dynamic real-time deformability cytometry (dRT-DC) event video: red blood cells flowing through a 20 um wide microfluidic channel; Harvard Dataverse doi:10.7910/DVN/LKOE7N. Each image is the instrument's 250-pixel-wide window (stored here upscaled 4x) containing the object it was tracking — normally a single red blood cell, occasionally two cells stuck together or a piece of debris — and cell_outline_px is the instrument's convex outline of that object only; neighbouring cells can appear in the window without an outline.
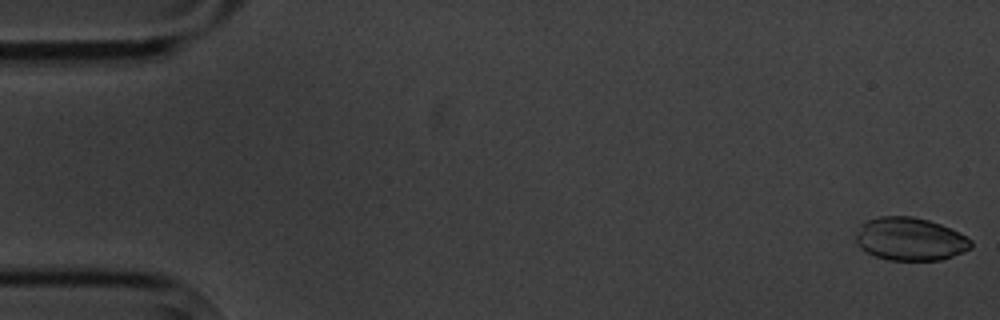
{"species": "common noctule bat (a hibernating species)", "species_latin": "Nyctalus noctula", "temperature_condition": "cold", "stored_images_in_passage": 15, "camera_frame_rate_fps": 3000, "um_per_image_px": 0.085, "animal": {"sex": "male", "body_mass_g": 20.1, "forearm_length_mm": 53.5}, "frame": {"image": 1, "passage_image": 1, "time_ms": 0.0, "image_size_px": [1000, 320], "cell_outline_px": [[972, 248], [952, 256], [940, 260], [888, 260], [876, 256], [860, 248], [856, 244], [856, 232], [868, 220], [880, 216], [912, 216], [928, 220], [940, 224], [972, 240]], "centroid_in_image_um": [77.35, 20.32], "position_along_channel_um": 7.7, "area_um2": 28.55}}
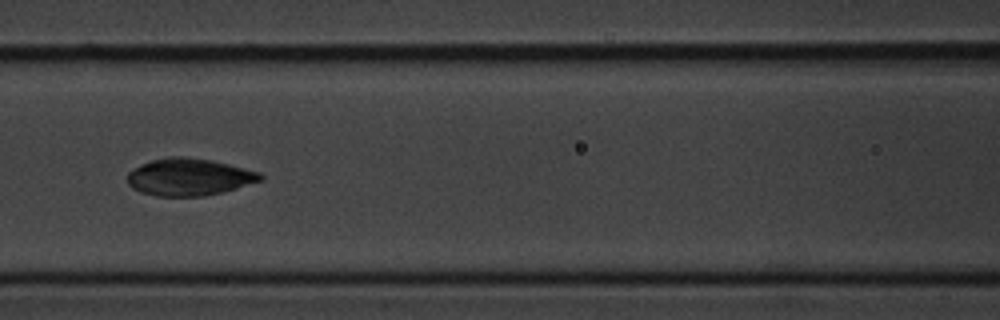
{"frame": {"image": 2, "passage_image": 7, "time_ms": 8.0, "image_size_px": [1000, 320], "cell_outline_px": [[264, 180], [236, 188], [204, 196], [156, 196], [140, 192], [132, 188], [128, 184], [128, 172], [152, 160], [168, 156], [184, 156], [212, 160], [260, 172], [264, 176]], "centroid_in_image_um": [16.09, 15.04], "position_along_channel_um": 150.5, "area_um2": 28.73}}
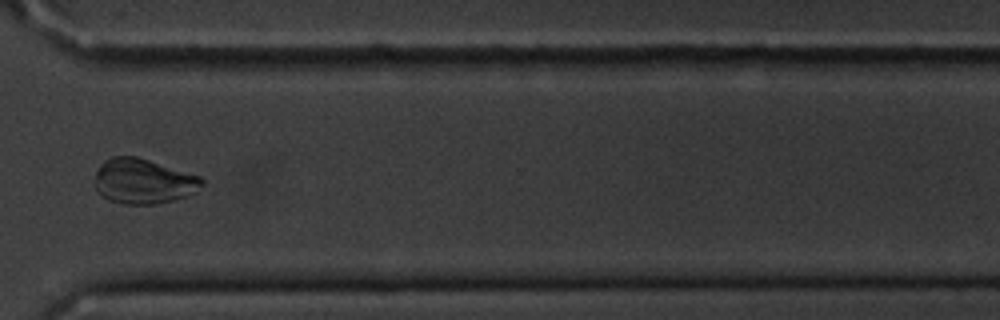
{"frame": {"image": 3, "passage_image": 12, "time_ms": 14.0, "image_size_px": [1000, 320], "cell_outline_px": [[204, 184], [196, 192], [188, 196], [156, 204], [120, 204], [108, 200], [100, 196], [96, 192], [96, 172], [100, 164], [104, 160], [112, 156], [136, 156], [200, 176], [204, 180]], "centroid_in_image_um": [12.17, 15.42], "position_along_channel_um": 358.4, "area_um2": 28.32}, "authors_computed_cell_mechanics": {"area_um2": 29.0734, "velocity_mm_per_s": 3.4697, "shape_relaxation_time_tau1_ms": 4.5987, "shape_relaxation_time_tau2_ms": null, "deformation_change_tau1": 0.162, "deformation_change_tau2": null}}